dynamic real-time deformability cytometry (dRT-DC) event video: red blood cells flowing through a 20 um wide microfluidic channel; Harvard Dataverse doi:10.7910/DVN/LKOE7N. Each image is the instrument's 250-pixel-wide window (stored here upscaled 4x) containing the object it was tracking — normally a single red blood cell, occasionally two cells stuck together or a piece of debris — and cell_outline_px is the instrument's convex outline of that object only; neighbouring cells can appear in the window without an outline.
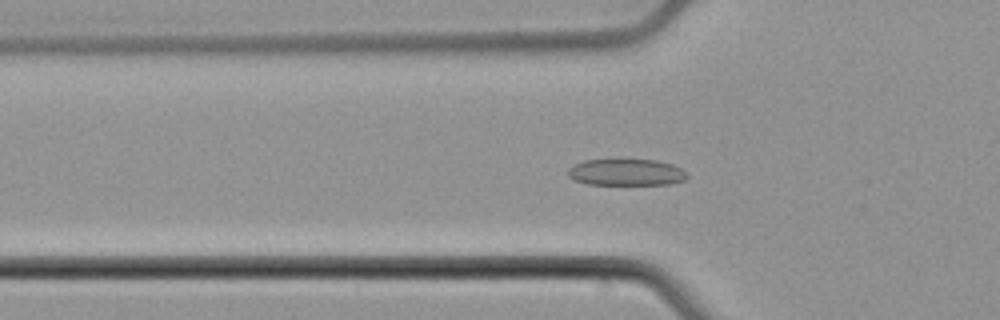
{"species": "common noctule bat (a hibernating species)", "species_latin": "Nyctalus noctula", "temperature_condition": "cold", "stored_images_in_passage": 56, "camera_frame_rate_fps": 3000, "um_per_image_px": 0.085, "animal": {"sex": "male", "body_mass_g": 21.5, "forearm_length_mm": 52.0}, "frame": {"image": 1, "passage_image": 20, "time_ms": 6.333, "image_size_px": [1000, 320], "cell_outline_px": [[688, 176], [684, 180], [668, 184], [588, 184], [572, 180], [568, 176], [568, 168], [584, 160], [656, 160], [672, 164], [688, 172]], "centroid_in_image_um": [53.23, 14.65], "position_along_channel_um": 72.6, "area_um2": 18.38}}
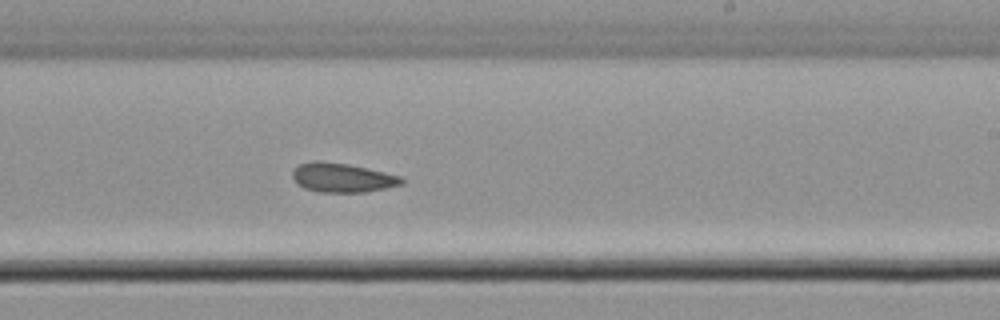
{"frame": {"image": 2, "passage_image": 35, "time_ms": 11.333, "image_size_px": [1000, 320], "cell_outline_px": [[404, 184], [364, 192], [320, 192], [304, 188], [296, 184], [292, 180], [292, 172], [300, 164], [316, 160], [320, 160], [348, 164], [384, 172], [400, 176], [404, 180]], "centroid_in_image_um": [29.06, 15.1], "position_along_channel_um": 259.9, "area_um2": 18.55}}
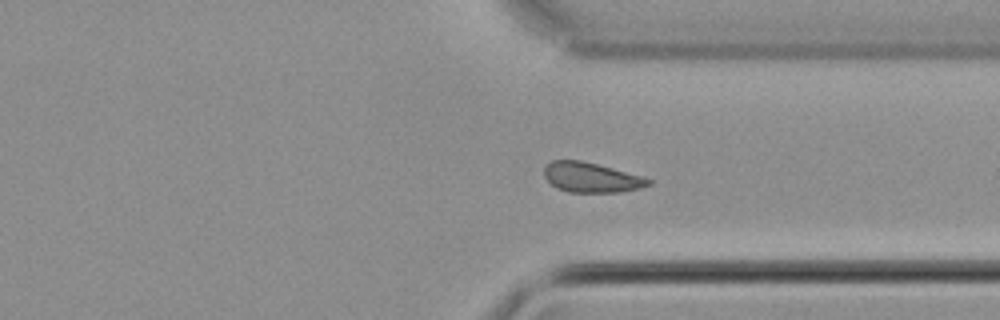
{"frame": {"image": 3, "passage_image": 43, "time_ms": 14.0, "image_size_px": [1000, 320], "cell_outline_px": [[652, 184], [640, 188], [620, 192], [568, 192], [556, 188], [544, 176], [544, 168], [552, 160], [580, 160], [612, 168], [640, 176], [652, 180]], "centroid_in_image_um": [50.24, 15.09], "position_along_channel_um": 361.2, "area_um2": 17.98}, "authors_computed_cell_mechanics": {"area_um2": 18.6694, "velocity_mm_per_s": 3.7617, "shape_relaxation_time_tau1_ms": null, "shape_relaxation_time_tau2_ms": 3.7196, "deformation_change_tau1": null, "deformation_change_tau2": 0.0824}}